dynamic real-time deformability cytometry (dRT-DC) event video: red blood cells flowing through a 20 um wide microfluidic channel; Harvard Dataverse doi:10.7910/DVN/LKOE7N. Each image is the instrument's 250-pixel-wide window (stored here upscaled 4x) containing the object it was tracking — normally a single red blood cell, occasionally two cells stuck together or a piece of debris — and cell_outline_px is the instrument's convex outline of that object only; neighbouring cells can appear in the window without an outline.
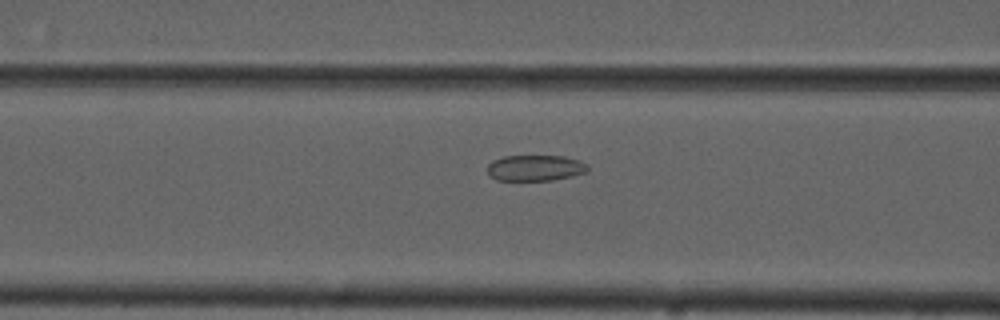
{"species": "common noctule bat (a hibernating species)", "species_latin": "Nyctalus noctula", "temperature_condition": "cold", "stored_images_in_passage": 57, "camera_frame_rate_fps": 3000, "um_per_image_px": 0.085, "animal": {"sex": "male", "forearm_length_mm": 52.5}, "frame": {"image": 1, "passage_image": 23, "time_ms": 7.333, "image_size_px": [1000, 320], "cell_outline_px": [[588, 172], [572, 176], [552, 180], [496, 180], [488, 176], [488, 164], [492, 160], [504, 156], [564, 156], [580, 160], [588, 164]], "centroid_in_image_um": [45.5, 14.27], "position_along_channel_um": 121.1, "area_um2": 15.32}}
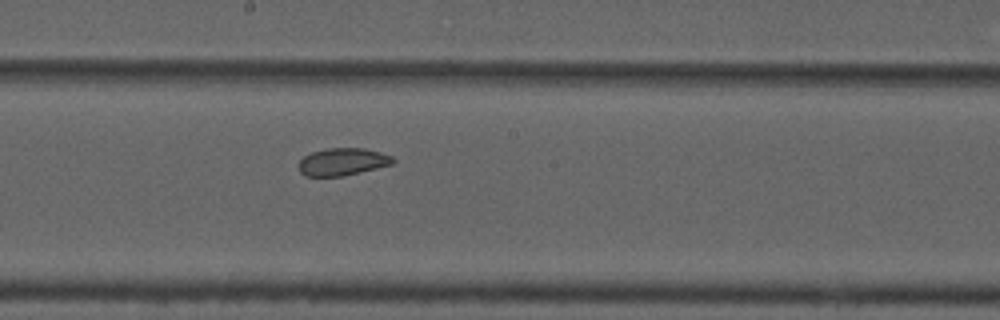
{"frame": {"image": 2, "passage_image": 31, "time_ms": 10.0, "image_size_px": [1000, 320], "cell_outline_px": [[396, 160], [392, 164], [344, 176], [304, 176], [300, 172], [296, 164], [304, 156], [312, 152], [328, 148], [364, 148], [380, 152], [392, 156]], "centroid_in_image_um": [29.09, 13.75], "position_along_channel_um": 219.1, "area_um2": 15.14}}
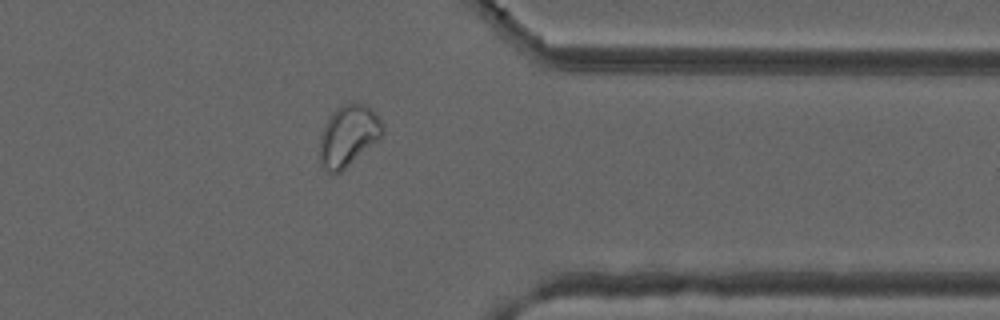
{"frame": {"image": 3, "passage_image": 45, "time_ms": 14.667, "image_size_px": [1000, 320], "cell_outline_px": [[384, 132], [376, 140], [340, 172], [328, 172], [320, 164], [320, 136], [324, 124], [332, 112], [336, 108], [344, 104], [368, 104], [376, 112], [384, 128]], "centroid_in_image_um": [29.59, 11.5], "position_along_channel_um": 381.8, "area_um2": 21.96}, "authors_computed_cell_mechanics": {"area_um2": 19.5364, "velocity_mm_per_s": 3.6716, "shape_relaxation_time_tau1_ms": null, "shape_relaxation_time_tau2_ms": 1.2161, "deformation_change_tau1": null, "deformation_change_tau2": 0.0454}}